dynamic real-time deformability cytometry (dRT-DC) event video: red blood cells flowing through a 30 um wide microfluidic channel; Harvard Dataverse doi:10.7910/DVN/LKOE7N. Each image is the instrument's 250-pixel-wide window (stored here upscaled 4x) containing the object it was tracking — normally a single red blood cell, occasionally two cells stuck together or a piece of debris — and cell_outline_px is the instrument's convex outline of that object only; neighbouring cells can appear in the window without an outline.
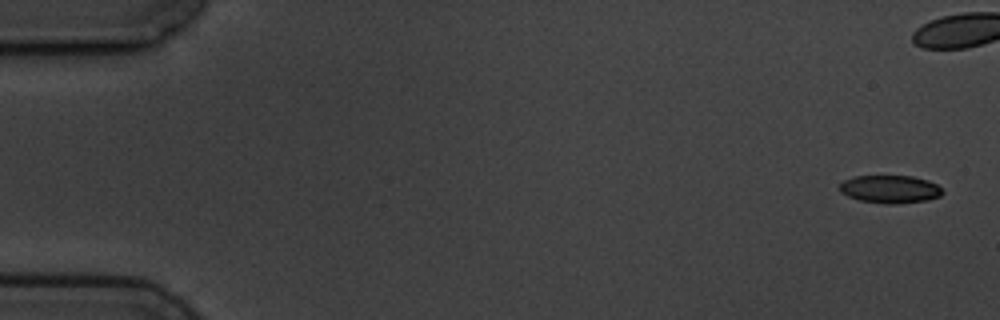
{"species": "common noctule bat (a hibernating species)", "species_latin": "Nyctalus noctula", "temperature_condition": "cold", "stored_images_in_passage": 16, "camera_frame_rate_fps": 3000, "um_per_image_px": 0.085, "animal": {"sex": "male", "body_mass_g": 19.5, "forearm_length_mm": 54.6}, "frame": {"image": 1, "passage_image": 1, "time_ms": 0.0, "image_size_px": [1000, 320], "cell_outline_px": [[944, 192], [940, 196], [928, 200], [896, 204], [884, 204], [860, 200], [848, 196], [840, 192], [840, 184], [844, 180], [856, 176], [912, 176], [928, 180], [936, 184]], "centroid_in_image_um": [75.67, 16.08], "position_along_channel_um": 9.3, "area_um2": 16.7}}
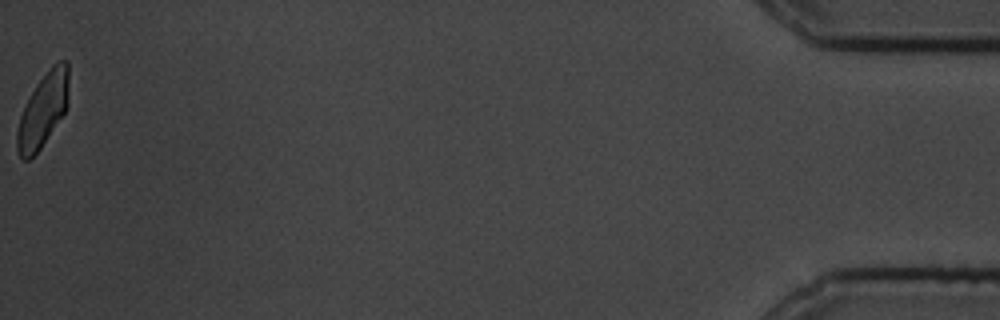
{"frame": {"image": 2, "passage_image": 16, "time_ms": 19.667, "image_size_px": [1000, 320], "cell_outline_px": [[68, 104], [64, 112], [40, 148], [28, 160], [20, 160], [16, 148], [16, 132], [20, 116], [36, 84], [52, 64], [60, 60], [68, 60]], "centroid_in_image_um": [3.64, 9.35], "position_along_channel_um": 431.6, "area_um2": 21.96}, "authors_computed_cell_mechanics": {"area_um2": 17.9758, "velocity_mm_per_s": 3.6014, "shape_relaxation_time_tau1_ms": 3.834, "shape_relaxation_time_tau2_ms": 2.1473, "deformation_change_tau1": 0.1321, "deformation_change_tau2": 0.0768}}